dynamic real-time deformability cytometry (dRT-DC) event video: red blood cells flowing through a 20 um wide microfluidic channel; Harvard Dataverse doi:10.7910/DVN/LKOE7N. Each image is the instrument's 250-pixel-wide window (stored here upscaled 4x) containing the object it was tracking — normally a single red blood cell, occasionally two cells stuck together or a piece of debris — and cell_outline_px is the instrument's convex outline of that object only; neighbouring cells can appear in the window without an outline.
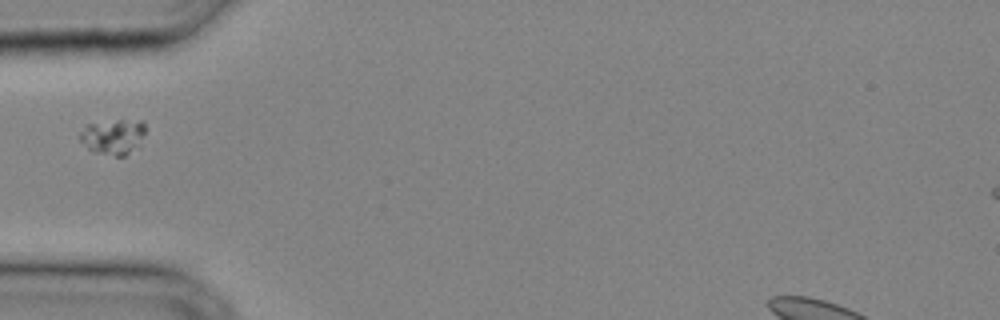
{"species": "common noctule bat (a hibernating species)", "species_latin": "Nyctalus noctula", "temperature_condition": "cold", "stored_images_in_passage": 21, "camera_frame_rate_fps": 3000, "um_per_image_px": 0.085, "animal": {"sex": "male", "body_mass_g": 20.4}, "frame": {"image": 1, "passage_image": 1, "time_ms": 0.0, "image_size_px": [1000, 320], "cell_outline_px": [[144, 132], [128, 152], [124, 156], [116, 156], [92, 152], [80, 140], [80, 132], [88, 124], [120, 120], [140, 120], [144, 124]], "centroid_in_image_um": [9.54, 11.61], "position_along_channel_um": 75.5, "area_um2": 12.77}}
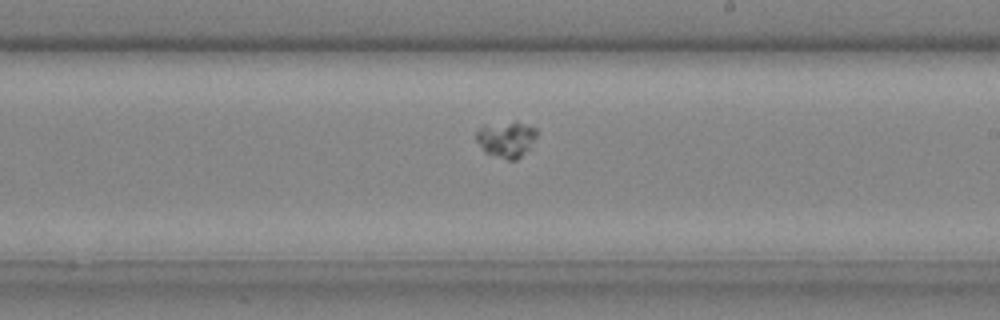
{"frame": {"image": 2, "passage_image": 10, "time_ms": 3.0, "image_size_px": [1000, 320], "cell_outline_px": [[536, 136], [528, 148], [516, 160], [508, 160], [484, 152], [476, 140], [476, 132], [484, 124], [516, 120], [536, 128]], "centroid_in_image_um": [43.0, 11.8], "position_along_channel_um": 246.0, "area_um2": 12.77}}
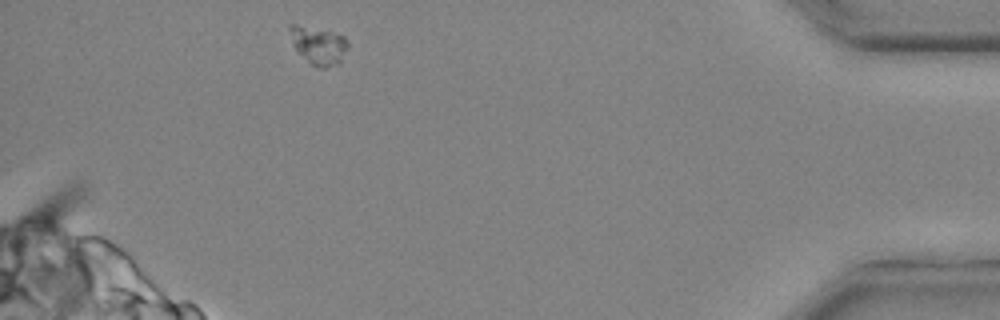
{"frame": {"image": 3, "passage_image": 21, "time_ms": 6.667, "image_size_px": [1000, 320], "cell_outline_px": [[348, 44], [340, 64], [324, 68], [320, 68], [312, 64], [292, 44], [288, 28], [292, 24], [296, 24], [344, 36], [348, 40]], "centroid_in_image_um": [27.08, 3.86], "position_along_channel_um": 408.1, "area_um2": 12.43}}